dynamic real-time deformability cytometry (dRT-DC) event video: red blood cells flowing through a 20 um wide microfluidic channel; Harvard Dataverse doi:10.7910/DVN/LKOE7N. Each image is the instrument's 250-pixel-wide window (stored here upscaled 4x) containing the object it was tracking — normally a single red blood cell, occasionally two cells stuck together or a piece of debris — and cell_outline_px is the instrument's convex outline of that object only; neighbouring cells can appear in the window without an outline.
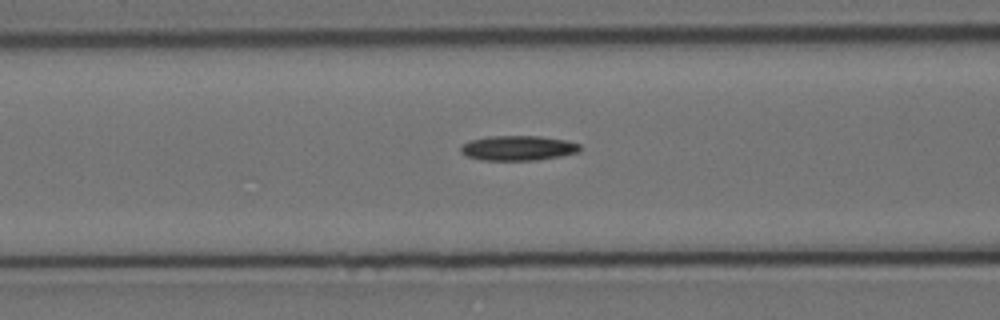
{"species": "Egyptian fruit bat (a non-hibernating species)", "species_latin": "Rousettus aegyptiacus", "temperature_condition": "cold", "stored_images_in_passage": 5, "camera_frame_rate_fps": 3000, "um_per_image_px": 0.085, "animal": {"sex": "female"}, "frame": {"image": 1, "passage_image": 5, "time_ms": 1.333, "image_size_px": [1000, 320], "cell_outline_px": [[580, 152], [560, 156], [536, 160], [480, 160], [464, 156], [460, 152], [460, 148], [468, 140], [488, 136], [540, 136], [568, 140], [580, 144]], "centroid_in_image_um": [44.01, 12.58], "position_along_channel_um": 122.6, "area_um2": 17.51}}